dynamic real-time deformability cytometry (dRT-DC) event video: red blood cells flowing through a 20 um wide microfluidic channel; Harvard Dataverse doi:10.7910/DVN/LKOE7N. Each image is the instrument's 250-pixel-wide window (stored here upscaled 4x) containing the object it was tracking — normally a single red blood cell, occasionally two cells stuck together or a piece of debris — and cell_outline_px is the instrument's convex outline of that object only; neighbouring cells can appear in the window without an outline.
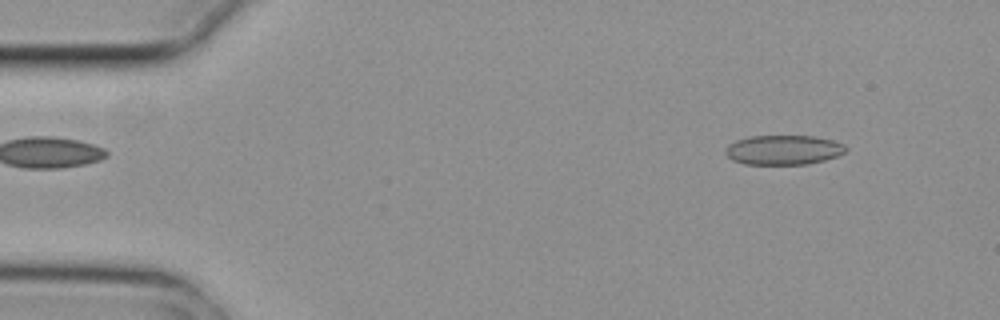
{"species": "common noctule bat (a hibernating species)", "species_latin": "Nyctalus noctula", "temperature_condition": "cold", "stored_images_in_passage": 3, "camera_frame_rate_fps": 3000, "um_per_image_px": 0.085, "animal": {"sex": "female", "body_mass_g": 29.2, "forearm_length_mm": 56.3}, "frame": {"image": 1, "passage_image": 1, "time_ms": 0.0, "image_size_px": [1000, 320], "cell_outline_px": [[848, 148], [844, 152], [836, 156], [824, 160], [808, 164], [744, 164], [732, 160], [724, 152], [728, 144], [736, 140], [752, 136], [812, 136], [832, 140], [844, 144]], "centroid_in_image_um": [66.58, 12.74], "position_along_channel_um": 18.4, "area_um2": 20.69}}
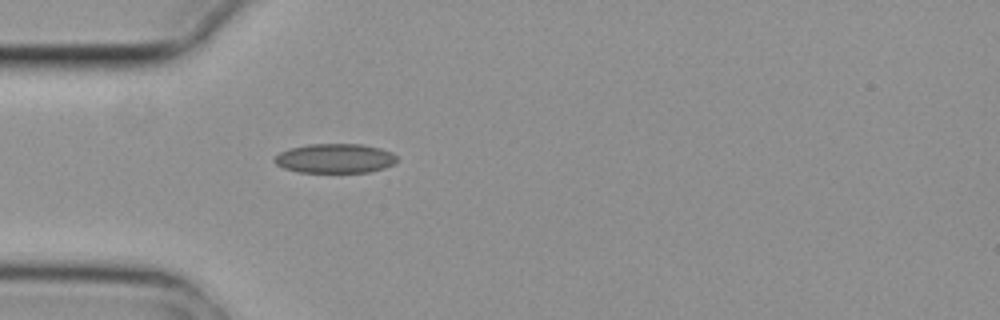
{"frame": {"image": 2, "passage_image": 3, "time_ms": 0.667, "image_size_px": [1000, 320], "cell_outline_px": [[396, 160], [392, 164], [384, 168], [368, 172], [300, 172], [284, 168], [276, 164], [272, 160], [280, 152], [288, 148], [308, 144], [360, 144], [380, 148], [392, 152], [396, 156]], "centroid_in_image_um": [28.44, 13.46], "position_along_channel_um": 56.6, "area_um2": 20.92}}